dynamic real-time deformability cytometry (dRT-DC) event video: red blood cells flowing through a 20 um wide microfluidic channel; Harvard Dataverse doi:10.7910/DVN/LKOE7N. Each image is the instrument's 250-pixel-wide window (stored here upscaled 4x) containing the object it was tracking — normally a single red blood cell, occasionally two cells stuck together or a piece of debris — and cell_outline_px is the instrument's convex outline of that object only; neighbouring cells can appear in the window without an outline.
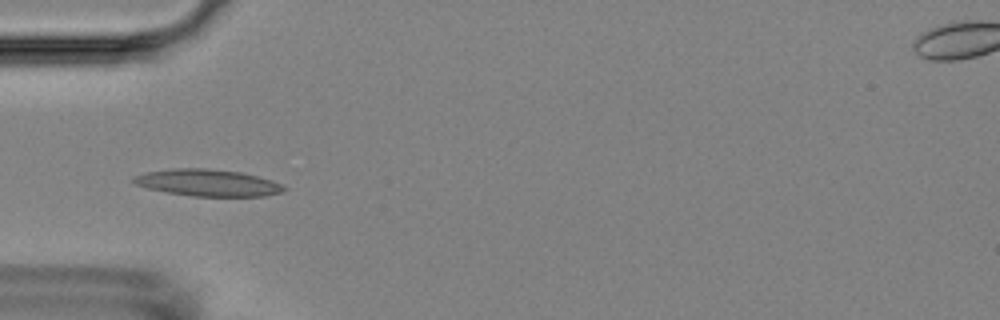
{"species": "Egyptian fruit bat (a non-hibernating species)", "species_latin": "Rousettus aegyptiacus", "temperature_condition": "room temperature", "stored_images_in_passage": 6, "camera_frame_rate_fps": 3000, "um_per_image_px": 0.085, "animal": {"sex": "female"}, "frame": {"image": 1, "passage_image": 6, "time_ms": 5.667, "image_size_px": [1000, 320], "cell_outline_px": [[288, 188], [280, 192], [264, 196], [192, 196], [168, 192], [148, 188], [136, 184], [132, 180], [132, 176], [148, 172], [172, 168], [208, 168], [240, 172], [272, 180]], "centroid_in_image_um": [17.65, 15.53], "position_along_channel_um": 67.3, "area_um2": 23.29}}